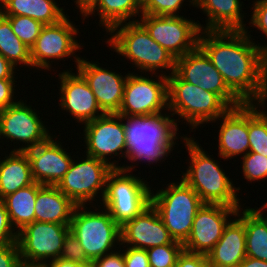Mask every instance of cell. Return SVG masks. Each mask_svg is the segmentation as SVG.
<instances>
[{
  "mask_svg": "<svg viewBox=\"0 0 267 267\" xmlns=\"http://www.w3.org/2000/svg\"><path fill=\"white\" fill-rule=\"evenodd\" d=\"M250 32L248 28L245 31L202 30L199 47L243 103H265L267 56L252 40Z\"/></svg>",
  "mask_w": 267,
  "mask_h": 267,
  "instance_id": "1",
  "label": "cell"
},
{
  "mask_svg": "<svg viewBox=\"0 0 267 267\" xmlns=\"http://www.w3.org/2000/svg\"><path fill=\"white\" fill-rule=\"evenodd\" d=\"M171 116L169 112L151 116H123L126 159L130 165L123 164L122 169L132 173L141 161L149 166L165 163L166 157L173 154V148L179 144L178 139L182 141L185 136L179 135L180 128Z\"/></svg>",
  "mask_w": 267,
  "mask_h": 267,
  "instance_id": "2",
  "label": "cell"
},
{
  "mask_svg": "<svg viewBox=\"0 0 267 267\" xmlns=\"http://www.w3.org/2000/svg\"><path fill=\"white\" fill-rule=\"evenodd\" d=\"M195 139L188 134H185L182 139L190 158L188 168L181 179L199 195L204 203L241 208L242 199L238 194L241 190L240 186H234L233 180L229 175L227 176L222 165H219L220 162L213 158V154L210 155L205 151Z\"/></svg>",
  "mask_w": 267,
  "mask_h": 267,
  "instance_id": "3",
  "label": "cell"
},
{
  "mask_svg": "<svg viewBox=\"0 0 267 267\" xmlns=\"http://www.w3.org/2000/svg\"><path fill=\"white\" fill-rule=\"evenodd\" d=\"M108 33L111 37L105 38L106 44L113 53L116 52L127 61L130 59L131 68L136 67L133 72H160V75L166 77L175 72V57L153 40L138 21L116 25Z\"/></svg>",
  "mask_w": 267,
  "mask_h": 267,
  "instance_id": "4",
  "label": "cell"
},
{
  "mask_svg": "<svg viewBox=\"0 0 267 267\" xmlns=\"http://www.w3.org/2000/svg\"><path fill=\"white\" fill-rule=\"evenodd\" d=\"M167 80L168 112L173 117L176 115L178 127L180 118L186 127L189 124L190 133L195 128L205 127V123L217 120L231 108L218 94L183 81L175 72L167 76Z\"/></svg>",
  "mask_w": 267,
  "mask_h": 267,
  "instance_id": "5",
  "label": "cell"
},
{
  "mask_svg": "<svg viewBox=\"0 0 267 267\" xmlns=\"http://www.w3.org/2000/svg\"><path fill=\"white\" fill-rule=\"evenodd\" d=\"M163 188L152 189L151 205L158 212L170 236L184 243L191 233L197 211L204 202L182 179L171 181Z\"/></svg>",
  "mask_w": 267,
  "mask_h": 267,
  "instance_id": "6",
  "label": "cell"
},
{
  "mask_svg": "<svg viewBox=\"0 0 267 267\" xmlns=\"http://www.w3.org/2000/svg\"><path fill=\"white\" fill-rule=\"evenodd\" d=\"M69 226L92 262L120 248V226L100 205H77Z\"/></svg>",
  "mask_w": 267,
  "mask_h": 267,
  "instance_id": "7",
  "label": "cell"
},
{
  "mask_svg": "<svg viewBox=\"0 0 267 267\" xmlns=\"http://www.w3.org/2000/svg\"><path fill=\"white\" fill-rule=\"evenodd\" d=\"M141 178L122 168H114L108 174L100 204L120 227L151 205L152 186Z\"/></svg>",
  "mask_w": 267,
  "mask_h": 267,
  "instance_id": "8",
  "label": "cell"
},
{
  "mask_svg": "<svg viewBox=\"0 0 267 267\" xmlns=\"http://www.w3.org/2000/svg\"><path fill=\"white\" fill-rule=\"evenodd\" d=\"M83 156L82 153V158L78 155L76 160L73 158L70 168L56 187L76 205H100L105 194L108 174L114 168L103 160Z\"/></svg>",
  "mask_w": 267,
  "mask_h": 267,
  "instance_id": "9",
  "label": "cell"
},
{
  "mask_svg": "<svg viewBox=\"0 0 267 267\" xmlns=\"http://www.w3.org/2000/svg\"><path fill=\"white\" fill-rule=\"evenodd\" d=\"M67 15L55 24L44 25L35 44L30 48L31 70L34 68V72L51 71L53 62L61 59L63 61L64 58L73 57L76 66L80 62L82 56L76 54L84 47L76 39L80 29L76 28V23Z\"/></svg>",
  "mask_w": 267,
  "mask_h": 267,
  "instance_id": "10",
  "label": "cell"
},
{
  "mask_svg": "<svg viewBox=\"0 0 267 267\" xmlns=\"http://www.w3.org/2000/svg\"><path fill=\"white\" fill-rule=\"evenodd\" d=\"M36 111V112H35ZM27 104L22 98L15 104L2 109L0 113V146L1 151L5 143L11 141V151H26L46 142L53 134L51 128L42 121L39 111ZM4 139V140H3ZM6 139V140H5ZM22 144L20 146V144ZM19 144V145H18ZM24 144V145H23ZM19 146V147H18Z\"/></svg>",
  "mask_w": 267,
  "mask_h": 267,
  "instance_id": "11",
  "label": "cell"
},
{
  "mask_svg": "<svg viewBox=\"0 0 267 267\" xmlns=\"http://www.w3.org/2000/svg\"><path fill=\"white\" fill-rule=\"evenodd\" d=\"M147 75V73L142 76V73L140 75L138 72H128L122 104L117 114L121 116H151L169 111L167 77L150 74L149 78Z\"/></svg>",
  "mask_w": 267,
  "mask_h": 267,
  "instance_id": "12",
  "label": "cell"
},
{
  "mask_svg": "<svg viewBox=\"0 0 267 267\" xmlns=\"http://www.w3.org/2000/svg\"><path fill=\"white\" fill-rule=\"evenodd\" d=\"M137 19L151 38L169 51L175 59L199 46V36L202 27L205 26L181 14L180 16L141 14Z\"/></svg>",
  "mask_w": 267,
  "mask_h": 267,
  "instance_id": "13",
  "label": "cell"
},
{
  "mask_svg": "<svg viewBox=\"0 0 267 267\" xmlns=\"http://www.w3.org/2000/svg\"><path fill=\"white\" fill-rule=\"evenodd\" d=\"M81 127L84 128L81 136L86 148L83 154L103 160L113 168H121L120 156L126 160L127 154L123 116L105 113ZM116 156L118 161L113 160Z\"/></svg>",
  "mask_w": 267,
  "mask_h": 267,
  "instance_id": "14",
  "label": "cell"
},
{
  "mask_svg": "<svg viewBox=\"0 0 267 267\" xmlns=\"http://www.w3.org/2000/svg\"><path fill=\"white\" fill-rule=\"evenodd\" d=\"M70 224L34 221L17 233L22 262L46 264L60 258Z\"/></svg>",
  "mask_w": 267,
  "mask_h": 267,
  "instance_id": "15",
  "label": "cell"
},
{
  "mask_svg": "<svg viewBox=\"0 0 267 267\" xmlns=\"http://www.w3.org/2000/svg\"><path fill=\"white\" fill-rule=\"evenodd\" d=\"M175 73L183 81L218 94L231 108L243 104L228 88L222 75L199 46L184 56L176 58Z\"/></svg>",
  "mask_w": 267,
  "mask_h": 267,
  "instance_id": "16",
  "label": "cell"
},
{
  "mask_svg": "<svg viewBox=\"0 0 267 267\" xmlns=\"http://www.w3.org/2000/svg\"><path fill=\"white\" fill-rule=\"evenodd\" d=\"M71 69V70H70ZM73 68L63 70L58 74L59 83V107L61 111L69 112L68 115L75 120L76 123L84 125L105 114L89 87L84 77ZM76 73V74H75ZM82 123V124H81Z\"/></svg>",
  "mask_w": 267,
  "mask_h": 267,
  "instance_id": "17",
  "label": "cell"
},
{
  "mask_svg": "<svg viewBox=\"0 0 267 267\" xmlns=\"http://www.w3.org/2000/svg\"><path fill=\"white\" fill-rule=\"evenodd\" d=\"M238 209L223 204L204 203L197 211L189 237L183 243L184 250L207 255L222 237L225 226Z\"/></svg>",
  "mask_w": 267,
  "mask_h": 267,
  "instance_id": "18",
  "label": "cell"
},
{
  "mask_svg": "<svg viewBox=\"0 0 267 267\" xmlns=\"http://www.w3.org/2000/svg\"><path fill=\"white\" fill-rule=\"evenodd\" d=\"M76 70L84 77L104 113H118L124 94L128 73L120 74L109 68H103L99 62L80 59ZM110 69V70H109ZM123 73V75H122Z\"/></svg>",
  "mask_w": 267,
  "mask_h": 267,
  "instance_id": "19",
  "label": "cell"
},
{
  "mask_svg": "<svg viewBox=\"0 0 267 267\" xmlns=\"http://www.w3.org/2000/svg\"><path fill=\"white\" fill-rule=\"evenodd\" d=\"M55 136L52 135L46 142L25 151L30 160L33 179L42 185L56 186L70 168L72 158L76 156L67 152L69 147L63 148V142Z\"/></svg>",
  "mask_w": 267,
  "mask_h": 267,
  "instance_id": "20",
  "label": "cell"
},
{
  "mask_svg": "<svg viewBox=\"0 0 267 267\" xmlns=\"http://www.w3.org/2000/svg\"><path fill=\"white\" fill-rule=\"evenodd\" d=\"M121 244L147 250L164 244H183L175 241L152 205L120 227Z\"/></svg>",
  "mask_w": 267,
  "mask_h": 267,
  "instance_id": "21",
  "label": "cell"
},
{
  "mask_svg": "<svg viewBox=\"0 0 267 267\" xmlns=\"http://www.w3.org/2000/svg\"><path fill=\"white\" fill-rule=\"evenodd\" d=\"M220 121L218 132V157L224 161L249 153L248 103L230 108L224 115L211 123Z\"/></svg>",
  "mask_w": 267,
  "mask_h": 267,
  "instance_id": "22",
  "label": "cell"
},
{
  "mask_svg": "<svg viewBox=\"0 0 267 267\" xmlns=\"http://www.w3.org/2000/svg\"><path fill=\"white\" fill-rule=\"evenodd\" d=\"M207 257L212 267H238L244 260L246 237L243 207L238 209L237 214L225 226L222 237Z\"/></svg>",
  "mask_w": 267,
  "mask_h": 267,
  "instance_id": "23",
  "label": "cell"
},
{
  "mask_svg": "<svg viewBox=\"0 0 267 267\" xmlns=\"http://www.w3.org/2000/svg\"><path fill=\"white\" fill-rule=\"evenodd\" d=\"M77 9L83 21L91 15H98L99 26H103L106 34L116 25L138 21L135 18L142 14L136 0H84Z\"/></svg>",
  "mask_w": 267,
  "mask_h": 267,
  "instance_id": "24",
  "label": "cell"
},
{
  "mask_svg": "<svg viewBox=\"0 0 267 267\" xmlns=\"http://www.w3.org/2000/svg\"><path fill=\"white\" fill-rule=\"evenodd\" d=\"M243 3L241 0H195L196 9L207 16L206 26L202 27V30L245 31L249 29L244 21L247 13L242 10V6L245 5Z\"/></svg>",
  "mask_w": 267,
  "mask_h": 267,
  "instance_id": "25",
  "label": "cell"
},
{
  "mask_svg": "<svg viewBox=\"0 0 267 267\" xmlns=\"http://www.w3.org/2000/svg\"><path fill=\"white\" fill-rule=\"evenodd\" d=\"M76 204L56 186L43 185L35 201V221L70 224Z\"/></svg>",
  "mask_w": 267,
  "mask_h": 267,
  "instance_id": "26",
  "label": "cell"
},
{
  "mask_svg": "<svg viewBox=\"0 0 267 267\" xmlns=\"http://www.w3.org/2000/svg\"><path fill=\"white\" fill-rule=\"evenodd\" d=\"M4 154L3 159L0 157V199L35 183L26 152Z\"/></svg>",
  "mask_w": 267,
  "mask_h": 267,
  "instance_id": "27",
  "label": "cell"
},
{
  "mask_svg": "<svg viewBox=\"0 0 267 267\" xmlns=\"http://www.w3.org/2000/svg\"><path fill=\"white\" fill-rule=\"evenodd\" d=\"M55 0H0L2 15L28 16L43 25L59 22L66 15Z\"/></svg>",
  "mask_w": 267,
  "mask_h": 267,
  "instance_id": "28",
  "label": "cell"
},
{
  "mask_svg": "<svg viewBox=\"0 0 267 267\" xmlns=\"http://www.w3.org/2000/svg\"><path fill=\"white\" fill-rule=\"evenodd\" d=\"M37 182L28 187L9 194L2 200L5 204L9 221L13 229L18 233L28 224L35 221V201L37 191L42 187Z\"/></svg>",
  "mask_w": 267,
  "mask_h": 267,
  "instance_id": "29",
  "label": "cell"
},
{
  "mask_svg": "<svg viewBox=\"0 0 267 267\" xmlns=\"http://www.w3.org/2000/svg\"><path fill=\"white\" fill-rule=\"evenodd\" d=\"M265 213L257 207H244L246 256L267 262V215Z\"/></svg>",
  "mask_w": 267,
  "mask_h": 267,
  "instance_id": "30",
  "label": "cell"
},
{
  "mask_svg": "<svg viewBox=\"0 0 267 267\" xmlns=\"http://www.w3.org/2000/svg\"><path fill=\"white\" fill-rule=\"evenodd\" d=\"M0 55L8 60L15 68L17 66H24L25 68L30 67L28 70L31 69L30 48L16 36L10 21L1 13Z\"/></svg>",
  "mask_w": 267,
  "mask_h": 267,
  "instance_id": "31",
  "label": "cell"
},
{
  "mask_svg": "<svg viewBox=\"0 0 267 267\" xmlns=\"http://www.w3.org/2000/svg\"><path fill=\"white\" fill-rule=\"evenodd\" d=\"M266 107L267 103H248L249 152H255L263 156H267Z\"/></svg>",
  "mask_w": 267,
  "mask_h": 267,
  "instance_id": "32",
  "label": "cell"
},
{
  "mask_svg": "<svg viewBox=\"0 0 267 267\" xmlns=\"http://www.w3.org/2000/svg\"><path fill=\"white\" fill-rule=\"evenodd\" d=\"M11 23L13 32L29 48H31L43 28V24L28 16L4 15Z\"/></svg>",
  "mask_w": 267,
  "mask_h": 267,
  "instance_id": "33",
  "label": "cell"
},
{
  "mask_svg": "<svg viewBox=\"0 0 267 267\" xmlns=\"http://www.w3.org/2000/svg\"><path fill=\"white\" fill-rule=\"evenodd\" d=\"M240 163L243 173V178L251 182H265L267 179V156L260 155L255 152H249L241 157ZM265 179V180H264Z\"/></svg>",
  "mask_w": 267,
  "mask_h": 267,
  "instance_id": "34",
  "label": "cell"
},
{
  "mask_svg": "<svg viewBox=\"0 0 267 267\" xmlns=\"http://www.w3.org/2000/svg\"><path fill=\"white\" fill-rule=\"evenodd\" d=\"M183 244H164L147 249L150 267H175Z\"/></svg>",
  "mask_w": 267,
  "mask_h": 267,
  "instance_id": "35",
  "label": "cell"
},
{
  "mask_svg": "<svg viewBox=\"0 0 267 267\" xmlns=\"http://www.w3.org/2000/svg\"><path fill=\"white\" fill-rule=\"evenodd\" d=\"M186 0H150L142 9V14L158 16H180ZM189 6L196 7L195 0H188Z\"/></svg>",
  "mask_w": 267,
  "mask_h": 267,
  "instance_id": "36",
  "label": "cell"
},
{
  "mask_svg": "<svg viewBox=\"0 0 267 267\" xmlns=\"http://www.w3.org/2000/svg\"><path fill=\"white\" fill-rule=\"evenodd\" d=\"M253 7H250L251 12L250 21L248 22L250 27L257 28L261 31L265 40L267 39V0H253ZM257 47L267 56V43H255ZM263 44V45H262Z\"/></svg>",
  "mask_w": 267,
  "mask_h": 267,
  "instance_id": "37",
  "label": "cell"
},
{
  "mask_svg": "<svg viewBox=\"0 0 267 267\" xmlns=\"http://www.w3.org/2000/svg\"><path fill=\"white\" fill-rule=\"evenodd\" d=\"M60 259L79 264H89L92 262L87 257L84 248L80 245L77 238L70 231L64 239Z\"/></svg>",
  "mask_w": 267,
  "mask_h": 267,
  "instance_id": "38",
  "label": "cell"
},
{
  "mask_svg": "<svg viewBox=\"0 0 267 267\" xmlns=\"http://www.w3.org/2000/svg\"><path fill=\"white\" fill-rule=\"evenodd\" d=\"M123 251L125 267H150L147 251L119 245Z\"/></svg>",
  "mask_w": 267,
  "mask_h": 267,
  "instance_id": "39",
  "label": "cell"
},
{
  "mask_svg": "<svg viewBox=\"0 0 267 267\" xmlns=\"http://www.w3.org/2000/svg\"><path fill=\"white\" fill-rule=\"evenodd\" d=\"M21 264L17 242L0 245V267H20Z\"/></svg>",
  "mask_w": 267,
  "mask_h": 267,
  "instance_id": "40",
  "label": "cell"
},
{
  "mask_svg": "<svg viewBox=\"0 0 267 267\" xmlns=\"http://www.w3.org/2000/svg\"><path fill=\"white\" fill-rule=\"evenodd\" d=\"M17 242V233L11 226L5 204L0 199V245Z\"/></svg>",
  "mask_w": 267,
  "mask_h": 267,
  "instance_id": "41",
  "label": "cell"
},
{
  "mask_svg": "<svg viewBox=\"0 0 267 267\" xmlns=\"http://www.w3.org/2000/svg\"><path fill=\"white\" fill-rule=\"evenodd\" d=\"M15 80L17 79H0V110L15 104L19 100L15 92L17 89V85H15L17 81Z\"/></svg>",
  "mask_w": 267,
  "mask_h": 267,
  "instance_id": "42",
  "label": "cell"
},
{
  "mask_svg": "<svg viewBox=\"0 0 267 267\" xmlns=\"http://www.w3.org/2000/svg\"><path fill=\"white\" fill-rule=\"evenodd\" d=\"M175 267H212L207 255L190 253L185 250L178 256Z\"/></svg>",
  "mask_w": 267,
  "mask_h": 267,
  "instance_id": "43",
  "label": "cell"
},
{
  "mask_svg": "<svg viewBox=\"0 0 267 267\" xmlns=\"http://www.w3.org/2000/svg\"><path fill=\"white\" fill-rule=\"evenodd\" d=\"M96 267H125L123 251L120 248L93 261Z\"/></svg>",
  "mask_w": 267,
  "mask_h": 267,
  "instance_id": "44",
  "label": "cell"
},
{
  "mask_svg": "<svg viewBox=\"0 0 267 267\" xmlns=\"http://www.w3.org/2000/svg\"><path fill=\"white\" fill-rule=\"evenodd\" d=\"M16 71H19V69L15 68L8 60L0 55V79H18V75L15 77Z\"/></svg>",
  "mask_w": 267,
  "mask_h": 267,
  "instance_id": "45",
  "label": "cell"
},
{
  "mask_svg": "<svg viewBox=\"0 0 267 267\" xmlns=\"http://www.w3.org/2000/svg\"><path fill=\"white\" fill-rule=\"evenodd\" d=\"M238 267H267V262L246 256Z\"/></svg>",
  "mask_w": 267,
  "mask_h": 267,
  "instance_id": "46",
  "label": "cell"
},
{
  "mask_svg": "<svg viewBox=\"0 0 267 267\" xmlns=\"http://www.w3.org/2000/svg\"><path fill=\"white\" fill-rule=\"evenodd\" d=\"M79 265L77 262L65 261L60 258L46 263L47 267H79Z\"/></svg>",
  "mask_w": 267,
  "mask_h": 267,
  "instance_id": "47",
  "label": "cell"
},
{
  "mask_svg": "<svg viewBox=\"0 0 267 267\" xmlns=\"http://www.w3.org/2000/svg\"><path fill=\"white\" fill-rule=\"evenodd\" d=\"M20 267H47L46 264H29L22 262Z\"/></svg>",
  "mask_w": 267,
  "mask_h": 267,
  "instance_id": "48",
  "label": "cell"
},
{
  "mask_svg": "<svg viewBox=\"0 0 267 267\" xmlns=\"http://www.w3.org/2000/svg\"><path fill=\"white\" fill-rule=\"evenodd\" d=\"M150 0H136V2L138 3V5L143 9Z\"/></svg>",
  "mask_w": 267,
  "mask_h": 267,
  "instance_id": "49",
  "label": "cell"
},
{
  "mask_svg": "<svg viewBox=\"0 0 267 267\" xmlns=\"http://www.w3.org/2000/svg\"><path fill=\"white\" fill-rule=\"evenodd\" d=\"M79 267H96L93 262H90L89 264H80Z\"/></svg>",
  "mask_w": 267,
  "mask_h": 267,
  "instance_id": "50",
  "label": "cell"
},
{
  "mask_svg": "<svg viewBox=\"0 0 267 267\" xmlns=\"http://www.w3.org/2000/svg\"><path fill=\"white\" fill-rule=\"evenodd\" d=\"M265 204L264 205H261L259 208L262 210V211H266L267 212V201L264 202ZM266 209V210H265ZM267 215V214H266Z\"/></svg>",
  "mask_w": 267,
  "mask_h": 267,
  "instance_id": "51",
  "label": "cell"
},
{
  "mask_svg": "<svg viewBox=\"0 0 267 267\" xmlns=\"http://www.w3.org/2000/svg\"><path fill=\"white\" fill-rule=\"evenodd\" d=\"M76 8L84 1V0H73Z\"/></svg>",
  "mask_w": 267,
  "mask_h": 267,
  "instance_id": "52",
  "label": "cell"
}]
</instances>
